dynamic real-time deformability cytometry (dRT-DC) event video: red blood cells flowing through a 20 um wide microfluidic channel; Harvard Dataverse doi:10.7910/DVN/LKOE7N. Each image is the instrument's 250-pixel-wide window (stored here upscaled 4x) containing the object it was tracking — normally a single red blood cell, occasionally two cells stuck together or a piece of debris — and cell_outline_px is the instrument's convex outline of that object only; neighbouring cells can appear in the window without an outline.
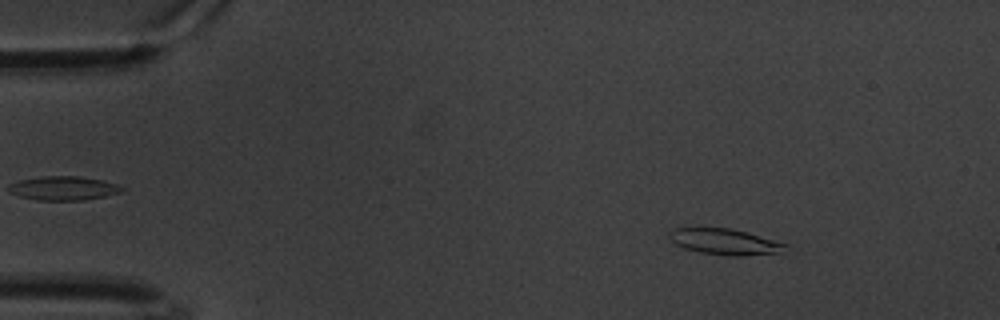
{"species": "common noctule bat (a hibernating species)", "species_latin": "Nyctalus noctula", "temperature_condition": "warm", "stored_images_in_passage": 60, "camera_frame_rate_fps": 3000, "um_per_image_px": 0.085, "animal": {"sex": "male", "body_mass_g": 20.1, "forearm_length_mm": 53.5}, "frame": {"image": 1, "passage_image": 8, "time_ms": 2.333, "image_size_px": [1000, 320], "cell_outline_px": [[788, 244], [776, 252], [740, 256], [728, 256], [700, 252], [684, 248], [676, 244], [668, 236], [668, 232], [672, 228], [728, 228], [748, 232]], "centroid_in_image_um": [61.53, 20.53], "position_along_channel_um": 23.5, "area_um2": 17.22}}
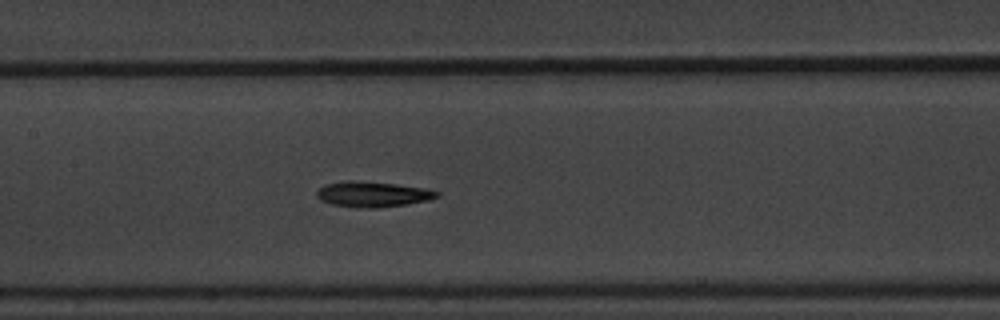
{"frame": {"image": 2, "passage_image": 29, "time_ms": 9.333, "image_size_px": [1000, 320], "cell_outline_px": [[440, 196], [428, 200], [408, 204], [376, 208], [360, 208], [332, 204], [320, 200], [316, 196], [316, 188], [324, 184], [344, 180], [352, 180], [396, 184], [424, 188], [440, 192]], "centroid_in_image_um": [31.63, 16.5], "position_along_channel_um": 175.8, "area_um2": 18.03}}
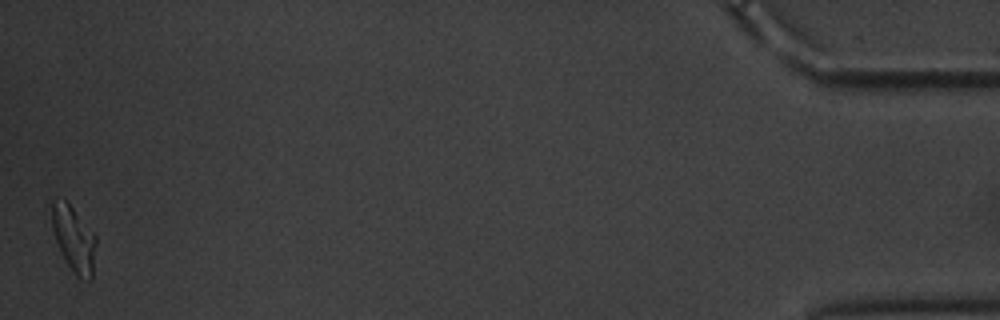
{"frame": {"image": 3, "passage_image": 60, "time_ms": 19.667, "image_size_px": [1000, 320], "cell_outline_px": [[96, 244], [92, 280], [88, 280], [76, 276], [68, 264], [56, 240], [52, 228], [52, 200], [64, 200], [72, 208], [96, 236]], "centroid_in_image_um": [6.3, 20.34], "position_along_channel_um": 428.9, "area_um2": 16.36}, "authors_computed_cell_mechanics": {"area_um2": 17.3978, "velocity_mm_per_s": 3.3206, "shape_relaxation_time_tau1_ms": 8.1125, "shape_relaxation_time_tau2_ms": 4.4748, "deformation_change_tau1": 0.1899, "deformation_change_tau2": 0.1349}}